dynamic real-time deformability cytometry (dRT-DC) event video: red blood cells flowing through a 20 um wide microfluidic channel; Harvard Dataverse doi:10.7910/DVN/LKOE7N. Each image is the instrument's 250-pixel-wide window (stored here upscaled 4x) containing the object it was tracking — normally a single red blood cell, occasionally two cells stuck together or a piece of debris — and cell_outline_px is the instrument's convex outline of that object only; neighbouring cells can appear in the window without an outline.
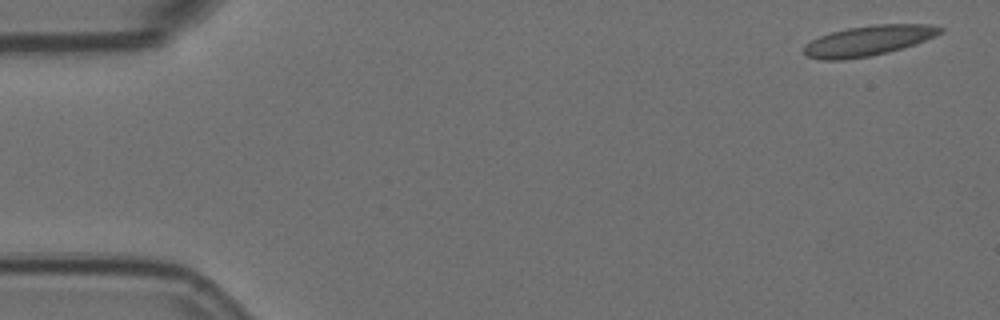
{"species": "Egyptian fruit bat (a non-hibernating species)", "species_latin": "Rousettus aegyptiacus", "temperature_condition": "room temperature", "stored_images_in_passage": 5, "camera_frame_rate_fps": 3000, "um_per_image_px": 0.085, "animal": {"sex": "female"}, "frame": {"image": 1, "passage_image": 1, "time_ms": 0.0, "image_size_px": [1000, 320], "cell_outline_px": [[944, 32], [936, 36], [888, 52], [868, 56], [844, 60], [824, 60], [808, 56], [804, 52], [804, 44], [820, 36], [832, 32], [848, 28], [876, 24], [928, 24], [944, 28]], "centroid_in_image_um": [73.82, 3.45], "position_along_channel_um": 11.2, "area_um2": 23.7}}
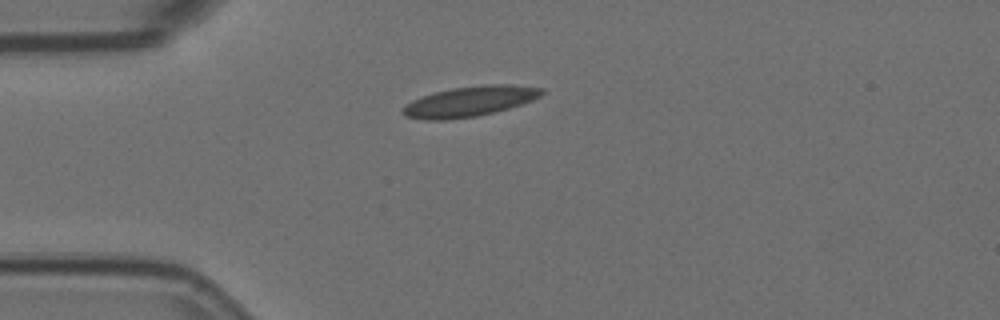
{"frame": {"image": 2, "passage_image": 4, "time_ms": 1.0, "image_size_px": [1000, 320], "cell_outline_px": [[544, 92], [540, 96], [532, 100], [508, 108], [476, 116], [444, 120], [424, 120], [404, 116], [404, 108], [412, 100], [436, 92], [452, 88], [480, 84], [512, 84], [544, 88]], "centroid_in_image_um": [39.96, 8.6], "position_along_channel_um": 45.0, "area_um2": 24.22}}